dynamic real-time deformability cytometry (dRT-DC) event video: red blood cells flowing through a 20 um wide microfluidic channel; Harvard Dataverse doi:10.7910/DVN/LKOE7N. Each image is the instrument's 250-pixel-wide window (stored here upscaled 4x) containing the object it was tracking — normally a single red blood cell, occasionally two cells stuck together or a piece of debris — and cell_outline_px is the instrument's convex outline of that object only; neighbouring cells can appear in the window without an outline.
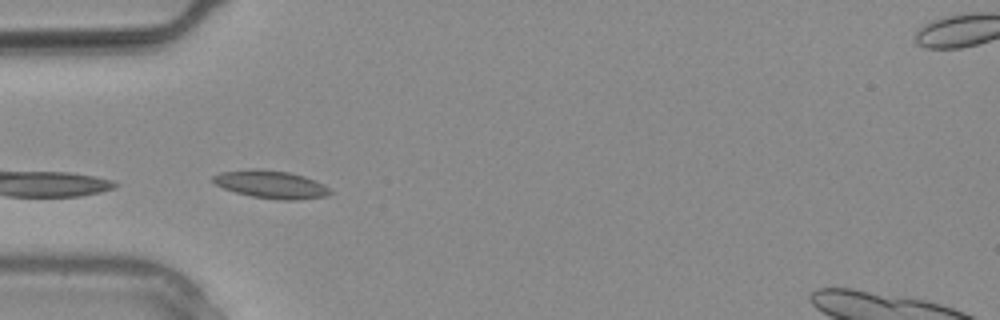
{"species": "common noctule bat (a hibernating species)", "species_latin": "Nyctalus noctula", "temperature_condition": "warm", "stored_images_in_passage": 2, "camera_frame_rate_fps": 3000, "um_per_image_px": 0.085, "animal": {"sex": "male", "body_mass_g": 20.4}, "frame": {"image": 1, "passage_image": 2, "time_ms": 0.333, "image_size_px": [1000, 320], "cell_outline_px": [[332, 192], [328, 196], [296, 200], [284, 200], [252, 196], [236, 192], [224, 188], [216, 184], [212, 180], [212, 176], [220, 172], [248, 168], [260, 168], [288, 172], [304, 176], [324, 184]], "centroid_in_image_um": [23.03, 15.66], "position_along_channel_um": 62.0, "area_um2": 19.02}}